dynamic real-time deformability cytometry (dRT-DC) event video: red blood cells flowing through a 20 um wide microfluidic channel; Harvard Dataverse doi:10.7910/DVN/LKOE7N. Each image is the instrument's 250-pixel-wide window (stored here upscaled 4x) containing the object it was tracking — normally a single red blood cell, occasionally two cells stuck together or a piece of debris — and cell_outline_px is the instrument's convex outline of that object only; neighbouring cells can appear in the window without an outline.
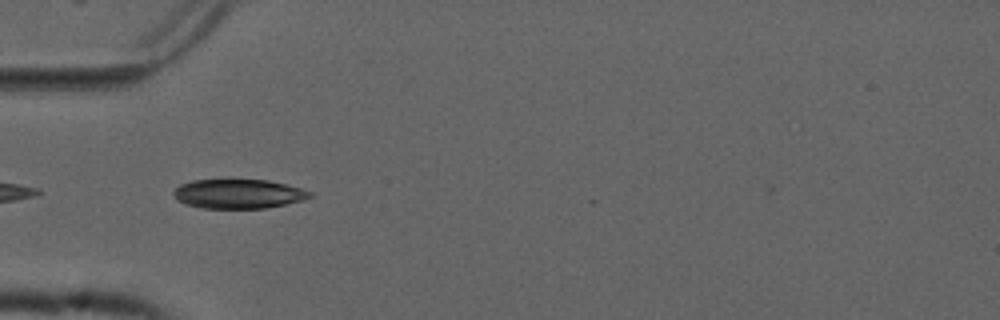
{"species": "common noctule bat (a hibernating species)", "species_latin": "Nyctalus noctula", "temperature_condition": "cold", "stored_images_in_passage": 6, "camera_frame_rate_fps": 3000, "um_per_image_px": 0.085, "animal": {"sex": "male", "forearm_length_mm": 52.5}, "frame": {"image": 1, "passage_image": 4, "time_ms": 1.0, "image_size_px": [1000, 320], "cell_outline_px": [[312, 196], [300, 200], [284, 204], [264, 208], [200, 208], [184, 204], [176, 200], [172, 192], [180, 184], [192, 180], [232, 176], [268, 180], [288, 184], [312, 192]], "centroid_in_image_um": [20.19, 16.42], "position_along_channel_um": 64.8, "area_um2": 24.33}}